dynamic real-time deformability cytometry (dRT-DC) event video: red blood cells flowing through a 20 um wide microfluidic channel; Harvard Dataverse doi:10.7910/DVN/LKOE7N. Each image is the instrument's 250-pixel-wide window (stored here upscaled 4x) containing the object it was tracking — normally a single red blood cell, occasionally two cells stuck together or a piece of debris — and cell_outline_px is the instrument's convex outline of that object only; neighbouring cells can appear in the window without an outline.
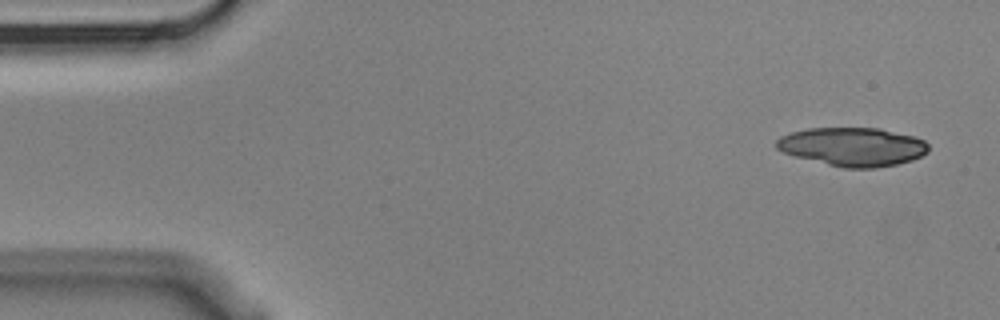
{"species": "Egyptian fruit bat (a non-hibernating species)", "species_latin": "Rousettus aegyptiacus", "temperature_condition": "cold", "stored_images_in_passage": 5, "camera_frame_rate_fps": 3000, "um_per_image_px": 0.085, "animal": {"sex": "male"}, "frame": {"image": 1, "passage_image": 1, "time_ms": 0.0, "image_size_px": [1000, 320], "cell_outline_px": [[928, 152], [912, 160], [896, 164], [872, 168], [844, 168], [796, 156], [784, 152], [776, 148], [776, 140], [780, 136], [792, 132], [808, 128], [880, 128], [916, 136], [924, 140], [928, 144]], "centroid_in_image_um": [72.51, 12.46], "position_along_channel_um": 12.5, "area_um2": 34.1}}